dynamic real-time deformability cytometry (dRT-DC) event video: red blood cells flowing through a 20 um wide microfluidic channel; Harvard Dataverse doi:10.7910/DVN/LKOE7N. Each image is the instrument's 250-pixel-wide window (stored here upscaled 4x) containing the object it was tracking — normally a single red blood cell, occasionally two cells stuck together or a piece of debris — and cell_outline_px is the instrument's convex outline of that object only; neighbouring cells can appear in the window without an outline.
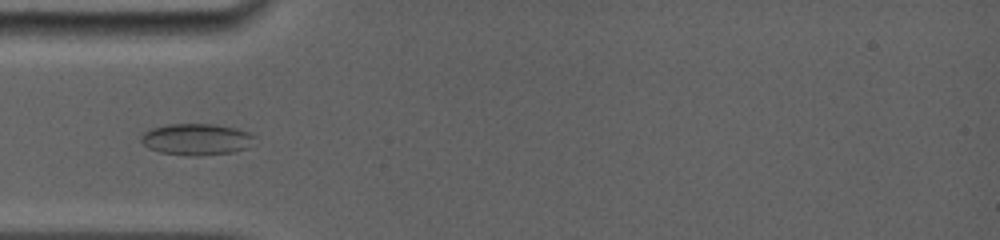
{"species": "common noctule bat (a hibernating species)", "species_latin": "Nyctalus noctula", "temperature_condition": "room temperature", "stored_images_in_passage": 25, "camera_frame_rate_fps": 5000, "um_per_image_px": 0.085, "animal": {"sex": "female", "body_mass_g": 19.0, "forearm_length_mm": 56.7}, "frame": {"image": 1, "passage_image": 4, "time_ms": 1.8, "image_size_px": [1000, 240], "cell_outline_px": [[256, 136], [248, 148], [232, 152], [200, 156], [184, 156], [160, 152], [148, 148], [140, 140], [140, 136], [148, 128], [164, 124], [216, 124], [236, 128], [248, 132]], "centroid_in_image_um": [16.66, 11.84], "position_along_channel_um": 68.3, "area_um2": 21.21}}
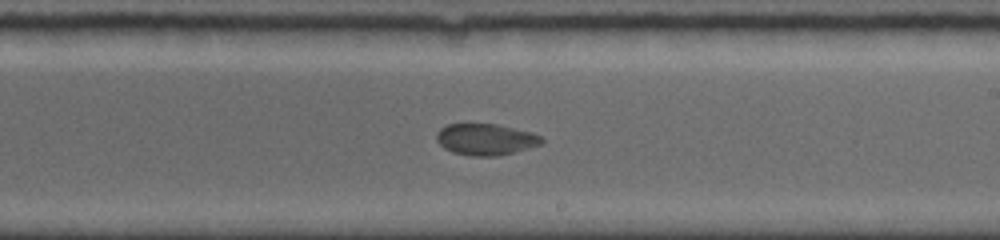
{"frame": {"image": 2, "passage_image": 11, "time_ms": 6.4, "image_size_px": [1000, 240], "cell_outline_px": [[544, 144], [496, 156], [472, 156], [452, 152], [444, 148], [436, 140], [436, 132], [440, 128], [448, 124], [496, 124], [532, 132], [544, 136]], "centroid_in_image_um": [41.3, 11.84], "position_along_channel_um": 247.7, "area_um2": 19.36}}
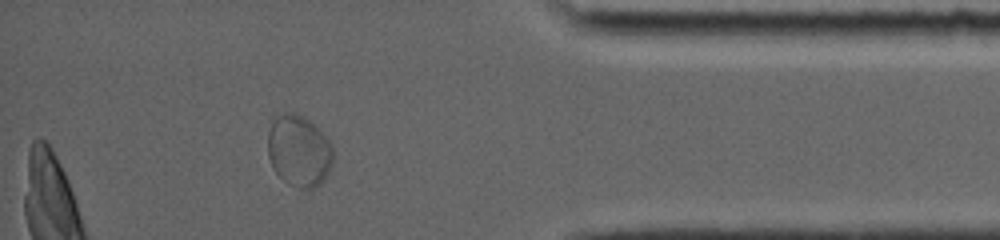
{"frame": {"image": 3, "passage_image": 19, "time_ms": 11.0, "image_size_px": [1000, 240], "cell_outline_px": [[332, 164], [324, 180], [320, 184], [312, 188], [300, 188], [288, 184], [272, 168], [268, 156], [268, 132], [272, 120], [276, 116], [284, 112], [292, 112], [304, 116], [320, 128], [332, 144]], "centroid_in_image_um": [25.41, 12.79], "position_along_channel_um": 409.8, "area_um2": 27.51}}